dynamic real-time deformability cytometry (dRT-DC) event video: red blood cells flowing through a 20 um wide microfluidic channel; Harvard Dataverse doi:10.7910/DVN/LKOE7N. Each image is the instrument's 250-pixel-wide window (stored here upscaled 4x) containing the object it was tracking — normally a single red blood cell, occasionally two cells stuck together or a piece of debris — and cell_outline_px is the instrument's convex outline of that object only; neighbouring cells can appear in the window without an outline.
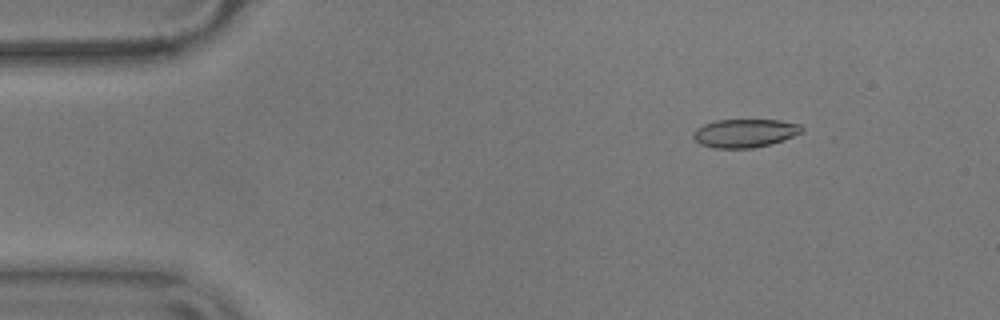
{"species": "common noctule bat (a hibernating species)", "species_latin": "Nyctalus noctula", "temperature_condition": "warm", "stored_images_in_passage": 50, "camera_frame_rate_fps": 3000, "um_per_image_px": 0.085, "animal": {"sex": "male", "body_mass_g": 17.9}, "frame": {"image": 1, "passage_image": 2, "time_ms": 0.333, "image_size_px": [1000, 320], "cell_outline_px": [[804, 132], [772, 144], [752, 148], [716, 148], [700, 144], [692, 136], [692, 132], [696, 128], [704, 124], [716, 120], [780, 120], [800, 124], [804, 128]], "centroid_in_image_um": [63.33, 11.31], "position_along_channel_um": 21.7, "area_um2": 18.09}}
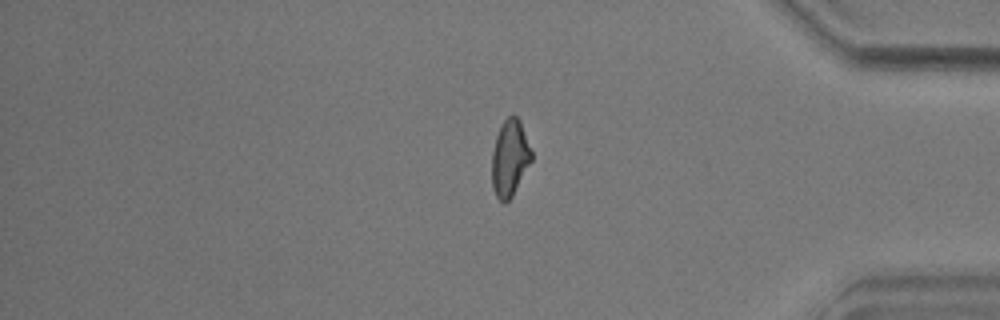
{"frame": {"image": 2, "passage_image": 41, "time_ms": 13.333, "image_size_px": [1000, 320], "cell_outline_px": [[532, 160], [512, 196], [504, 204], [496, 196], [492, 188], [492, 152], [496, 136], [504, 120], [512, 112], [520, 120], [532, 152]], "centroid_in_image_um": [43.33, 13.43], "position_along_channel_um": 391.9, "area_um2": 17.63}}
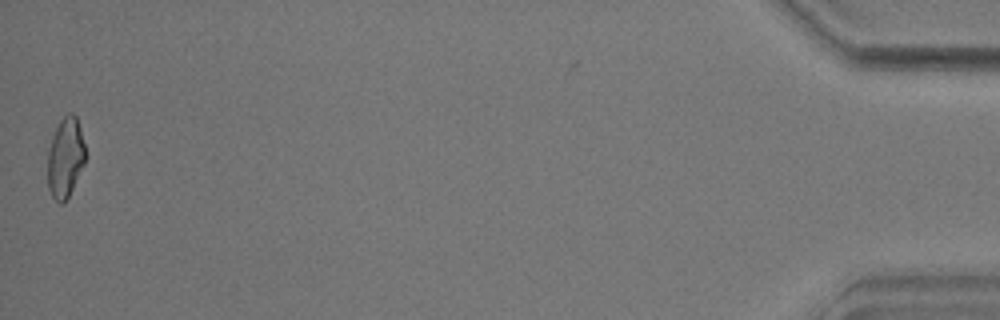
{"frame": {"image": 3, "passage_image": 50, "time_ms": 16.333, "image_size_px": [1000, 320], "cell_outline_px": [[88, 156], [64, 204], [60, 204], [52, 196], [48, 188], [48, 148], [52, 136], [60, 120], [68, 112], [72, 112], [76, 116], [80, 128]], "centroid_in_image_um": [5.57, 13.38], "position_along_channel_um": 429.6, "area_um2": 17.74}, "authors_computed_cell_mechanics": {"area_um2": 18.1492, "velocity_mm_per_s": 3.614, "shape_relaxation_time_tau1_ms": 10.1891, "shape_relaxation_time_tau2_ms": 2.6564, "deformation_change_tau1": 0.2017, "deformation_change_tau2": 0.0971}}